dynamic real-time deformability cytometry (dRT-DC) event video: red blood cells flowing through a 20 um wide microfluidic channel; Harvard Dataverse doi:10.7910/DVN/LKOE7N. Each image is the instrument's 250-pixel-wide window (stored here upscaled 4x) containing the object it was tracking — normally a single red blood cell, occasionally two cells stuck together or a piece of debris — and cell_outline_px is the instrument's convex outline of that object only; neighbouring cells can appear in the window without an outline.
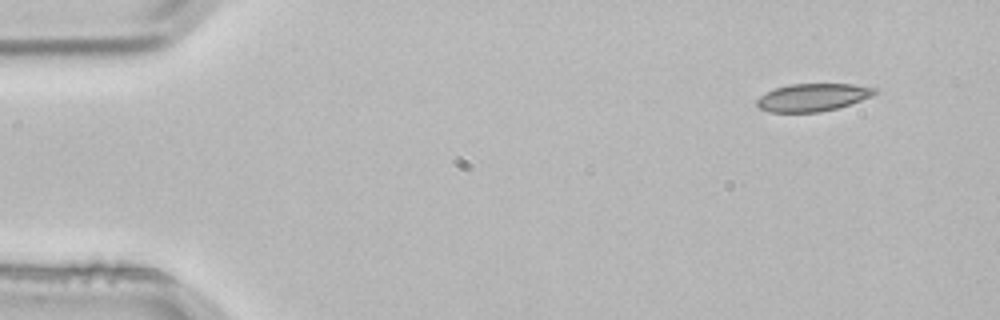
{"species": "common noctule bat (a hibernating species)", "species_latin": "Nyctalus noctula", "temperature_condition": "room temperature", "stored_images_in_passage": 3, "camera_frame_rate_fps": 3000, "um_per_image_px": 0.085, "animal": {"sex": "male", "body_mass_g": 21.5, "forearm_length_mm": 52.0}, "frame": {"image": 1, "passage_image": 1, "time_ms": 0.0, "image_size_px": [1000, 320], "cell_outline_px": [[880, 88], [872, 96], [836, 108], [820, 112], [768, 112], [760, 108], [756, 104], [756, 100], [760, 96], [776, 88], [788, 84], [852, 84]], "centroid_in_image_um": [69.08, 8.27], "position_along_channel_um": 15.9, "area_um2": 18.9}}